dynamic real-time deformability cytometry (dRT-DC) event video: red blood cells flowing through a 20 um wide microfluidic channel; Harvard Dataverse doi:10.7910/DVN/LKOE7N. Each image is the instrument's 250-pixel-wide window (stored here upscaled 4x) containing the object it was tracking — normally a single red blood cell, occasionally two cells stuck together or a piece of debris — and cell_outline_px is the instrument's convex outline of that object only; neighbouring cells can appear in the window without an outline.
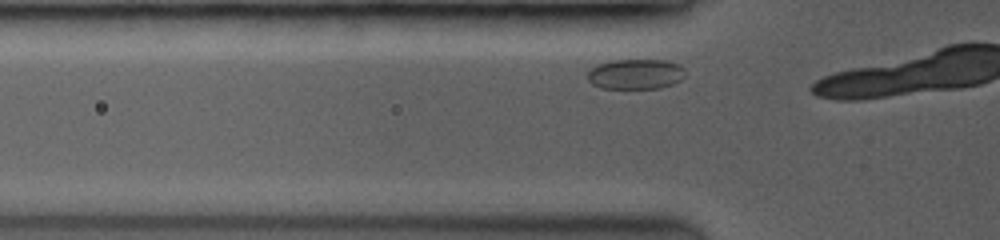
{"species": "common noctule bat (a hibernating species)", "species_latin": "Nyctalus noctula", "temperature_condition": "room temperature", "stored_images_in_passage": 6, "camera_frame_rate_fps": 3500, "um_per_image_px": 0.085, "animal": {"sex": "female", "body_mass_g": 19.0, "forearm_length_mm": 53.3}, "frame": {"image": 1, "passage_image": 4, "time_ms": 1.143, "image_size_px": [1000, 240], "cell_outline_px": [[684, 76], [680, 80], [672, 84], [660, 88], [604, 88], [592, 84], [588, 80], [588, 72], [596, 64], [612, 60], [668, 60], [680, 64], [684, 68]], "centroid_in_image_um": [54.04, 6.28], "position_along_channel_um": 71.8, "area_um2": 17.22}}